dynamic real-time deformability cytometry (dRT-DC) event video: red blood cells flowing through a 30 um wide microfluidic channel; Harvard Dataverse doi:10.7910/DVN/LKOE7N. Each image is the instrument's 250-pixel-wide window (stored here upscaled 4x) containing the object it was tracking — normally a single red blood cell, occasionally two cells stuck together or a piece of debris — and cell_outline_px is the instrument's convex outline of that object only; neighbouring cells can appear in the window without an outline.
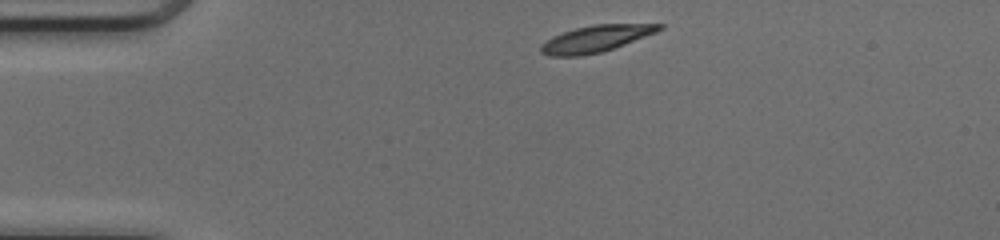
{"species": "common noctule bat (a hibernating species)", "species_latin": "Nyctalus noctula", "temperature_condition": "cold", "stored_images_in_passage": 40, "camera_frame_rate_fps": 3000, "um_per_image_px": 0.085, "animal": {"sex": "female", "body_mass_g": 17.0, "forearm_length_mm": 48.0}, "frame": {"image": 1, "passage_image": 1, "time_ms": 0.0, "image_size_px": [1000, 240], "cell_outline_px": [[664, 28], [656, 32], [624, 44], [600, 52], [580, 56], [548, 56], [540, 52], [540, 44], [552, 36], [576, 28], [592, 24], [664, 24]], "centroid_in_image_um": [50.6, 3.29], "position_along_channel_um": 34.4, "area_um2": 18.21}}
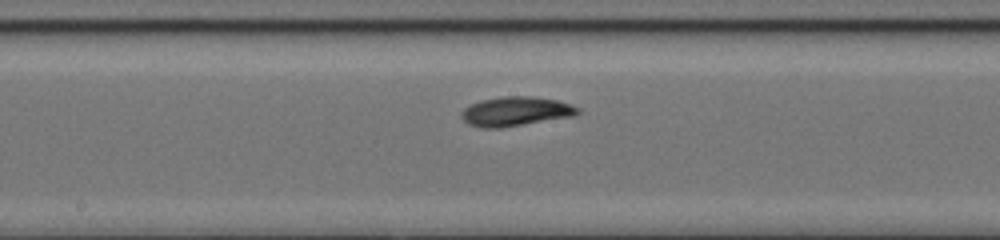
{"frame": {"image": 2, "passage_image": 17, "time_ms": 5.333, "image_size_px": [1000, 240], "cell_outline_px": [[580, 112], [572, 116], [500, 128], [484, 128], [468, 124], [460, 116], [460, 112], [464, 108], [480, 100], [504, 96], [532, 96], [556, 100], [580, 108]], "centroid_in_image_um": [43.79, 9.47], "position_along_channel_um": 204.4, "area_um2": 19.71}}
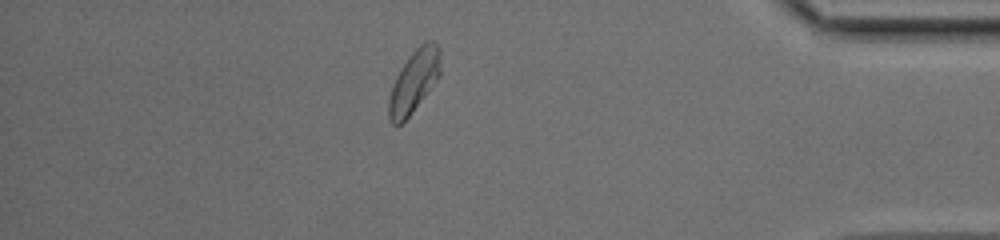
{"frame": {"image": 3, "passage_image": 34, "time_ms": 11.0, "image_size_px": [1000, 240], "cell_outline_px": [[440, 76], [412, 112], [396, 128], [392, 124], [388, 116], [388, 100], [392, 84], [396, 76], [412, 52], [424, 40], [432, 40], [440, 48]], "centroid_in_image_um": [35.18, 6.91], "position_along_channel_um": 400.0, "area_um2": 18.79}, "authors_computed_cell_mechanics": {"area_um2": 18.8139, "velocity_mm_per_s": 4.1277, "shape_relaxation_time_tau1_ms": 2.4308, "shape_relaxation_time_tau2_ms": 3.7743, "deformation_change_tau1": 0.131, "deformation_change_tau2": 0.0731}}